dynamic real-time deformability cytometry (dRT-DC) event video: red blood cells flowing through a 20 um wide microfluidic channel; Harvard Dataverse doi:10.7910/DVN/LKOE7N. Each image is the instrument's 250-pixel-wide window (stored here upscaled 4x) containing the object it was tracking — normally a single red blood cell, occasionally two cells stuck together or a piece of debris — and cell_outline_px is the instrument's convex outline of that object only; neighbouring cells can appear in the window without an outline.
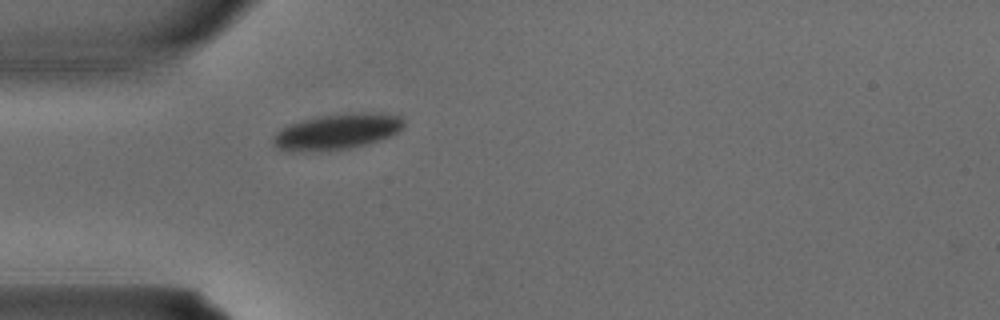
{"species": "common noctule bat (a hibernating species)", "species_latin": "Nyctalus noctula", "temperature_condition": "warm", "stored_images_in_passage": 3, "camera_frame_rate_fps": 3000, "um_per_image_px": 0.085, "animal": {"sex": "male", "body_mass_g": 15.6}, "frame": {"image": 1, "passage_image": 3, "time_ms": 0.667, "image_size_px": [1000, 320], "cell_outline_px": [[404, 124], [396, 132], [380, 140], [352, 148], [328, 152], [292, 152], [280, 148], [272, 140], [288, 124], [304, 120], [324, 116], [360, 112], [380, 112], [400, 116], [404, 120]], "centroid_in_image_um": [28.69, 11.21], "position_along_channel_um": 56.3, "area_um2": 26.99}}